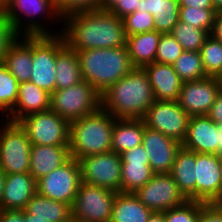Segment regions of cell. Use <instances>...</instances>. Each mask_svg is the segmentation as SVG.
I'll return each instance as SVG.
<instances>
[{
  "label": "cell",
  "instance_id": "2e32d148",
  "mask_svg": "<svg viewBox=\"0 0 222 222\" xmlns=\"http://www.w3.org/2000/svg\"><path fill=\"white\" fill-rule=\"evenodd\" d=\"M196 201L222 203V174L220 156L196 153Z\"/></svg>",
  "mask_w": 222,
  "mask_h": 222
},
{
  "label": "cell",
  "instance_id": "7c38bea8",
  "mask_svg": "<svg viewBox=\"0 0 222 222\" xmlns=\"http://www.w3.org/2000/svg\"><path fill=\"white\" fill-rule=\"evenodd\" d=\"M83 182L121 192V157L116 152L94 154L78 159Z\"/></svg>",
  "mask_w": 222,
  "mask_h": 222
},
{
  "label": "cell",
  "instance_id": "e575fe53",
  "mask_svg": "<svg viewBox=\"0 0 222 222\" xmlns=\"http://www.w3.org/2000/svg\"><path fill=\"white\" fill-rule=\"evenodd\" d=\"M170 34L180 43L185 51H200L210 35L207 31L178 21Z\"/></svg>",
  "mask_w": 222,
  "mask_h": 222
},
{
  "label": "cell",
  "instance_id": "ab89813d",
  "mask_svg": "<svg viewBox=\"0 0 222 222\" xmlns=\"http://www.w3.org/2000/svg\"><path fill=\"white\" fill-rule=\"evenodd\" d=\"M101 0H59L57 2V11L64 20L67 16L99 9Z\"/></svg>",
  "mask_w": 222,
  "mask_h": 222
},
{
  "label": "cell",
  "instance_id": "ee69618b",
  "mask_svg": "<svg viewBox=\"0 0 222 222\" xmlns=\"http://www.w3.org/2000/svg\"><path fill=\"white\" fill-rule=\"evenodd\" d=\"M207 116L212 119L217 125L222 124V87L217 93L215 103L211 106Z\"/></svg>",
  "mask_w": 222,
  "mask_h": 222
},
{
  "label": "cell",
  "instance_id": "f546056e",
  "mask_svg": "<svg viewBox=\"0 0 222 222\" xmlns=\"http://www.w3.org/2000/svg\"><path fill=\"white\" fill-rule=\"evenodd\" d=\"M152 214L134 193H116L110 222H147Z\"/></svg>",
  "mask_w": 222,
  "mask_h": 222
},
{
  "label": "cell",
  "instance_id": "f35d334b",
  "mask_svg": "<svg viewBox=\"0 0 222 222\" xmlns=\"http://www.w3.org/2000/svg\"><path fill=\"white\" fill-rule=\"evenodd\" d=\"M166 222H199L200 201L187 200L164 212Z\"/></svg>",
  "mask_w": 222,
  "mask_h": 222
},
{
  "label": "cell",
  "instance_id": "c3c4849f",
  "mask_svg": "<svg viewBox=\"0 0 222 222\" xmlns=\"http://www.w3.org/2000/svg\"><path fill=\"white\" fill-rule=\"evenodd\" d=\"M120 0H101L99 4L100 10L111 11Z\"/></svg>",
  "mask_w": 222,
  "mask_h": 222
},
{
  "label": "cell",
  "instance_id": "d590c367",
  "mask_svg": "<svg viewBox=\"0 0 222 222\" xmlns=\"http://www.w3.org/2000/svg\"><path fill=\"white\" fill-rule=\"evenodd\" d=\"M215 13V9L180 7L179 20L211 34L214 28Z\"/></svg>",
  "mask_w": 222,
  "mask_h": 222
},
{
  "label": "cell",
  "instance_id": "4fadbf2b",
  "mask_svg": "<svg viewBox=\"0 0 222 222\" xmlns=\"http://www.w3.org/2000/svg\"><path fill=\"white\" fill-rule=\"evenodd\" d=\"M190 115L177 101L155 100L142 118L145 126L182 143L187 134Z\"/></svg>",
  "mask_w": 222,
  "mask_h": 222
},
{
  "label": "cell",
  "instance_id": "5bb4252c",
  "mask_svg": "<svg viewBox=\"0 0 222 222\" xmlns=\"http://www.w3.org/2000/svg\"><path fill=\"white\" fill-rule=\"evenodd\" d=\"M134 194L152 212H165L187 201L170 173L154 174Z\"/></svg>",
  "mask_w": 222,
  "mask_h": 222
},
{
  "label": "cell",
  "instance_id": "681fc988",
  "mask_svg": "<svg viewBox=\"0 0 222 222\" xmlns=\"http://www.w3.org/2000/svg\"><path fill=\"white\" fill-rule=\"evenodd\" d=\"M147 222H166L164 212H152Z\"/></svg>",
  "mask_w": 222,
  "mask_h": 222
},
{
  "label": "cell",
  "instance_id": "8fae6325",
  "mask_svg": "<svg viewBox=\"0 0 222 222\" xmlns=\"http://www.w3.org/2000/svg\"><path fill=\"white\" fill-rule=\"evenodd\" d=\"M81 182V169L78 160L71 158L60 168L37 180V192L73 207Z\"/></svg>",
  "mask_w": 222,
  "mask_h": 222
},
{
  "label": "cell",
  "instance_id": "9f6ffc18",
  "mask_svg": "<svg viewBox=\"0 0 222 222\" xmlns=\"http://www.w3.org/2000/svg\"><path fill=\"white\" fill-rule=\"evenodd\" d=\"M221 174H222V156H220Z\"/></svg>",
  "mask_w": 222,
  "mask_h": 222
},
{
  "label": "cell",
  "instance_id": "ac0fdd59",
  "mask_svg": "<svg viewBox=\"0 0 222 222\" xmlns=\"http://www.w3.org/2000/svg\"><path fill=\"white\" fill-rule=\"evenodd\" d=\"M121 193H134L143 187L154 175L143 145L120 154Z\"/></svg>",
  "mask_w": 222,
  "mask_h": 222
},
{
  "label": "cell",
  "instance_id": "4dcf8cb0",
  "mask_svg": "<svg viewBox=\"0 0 222 222\" xmlns=\"http://www.w3.org/2000/svg\"><path fill=\"white\" fill-rule=\"evenodd\" d=\"M55 74L56 90L66 89L83 80L77 53L67 44L57 54Z\"/></svg>",
  "mask_w": 222,
  "mask_h": 222
},
{
  "label": "cell",
  "instance_id": "74e56055",
  "mask_svg": "<svg viewBox=\"0 0 222 222\" xmlns=\"http://www.w3.org/2000/svg\"><path fill=\"white\" fill-rule=\"evenodd\" d=\"M122 19L127 36L155 30V20L148 11H135Z\"/></svg>",
  "mask_w": 222,
  "mask_h": 222
},
{
  "label": "cell",
  "instance_id": "52a82bcc",
  "mask_svg": "<svg viewBox=\"0 0 222 222\" xmlns=\"http://www.w3.org/2000/svg\"><path fill=\"white\" fill-rule=\"evenodd\" d=\"M101 107V94L87 81L50 94V110L69 122L97 111Z\"/></svg>",
  "mask_w": 222,
  "mask_h": 222
},
{
  "label": "cell",
  "instance_id": "6f0895ef",
  "mask_svg": "<svg viewBox=\"0 0 222 222\" xmlns=\"http://www.w3.org/2000/svg\"><path fill=\"white\" fill-rule=\"evenodd\" d=\"M69 222H79V221H76L75 219H71Z\"/></svg>",
  "mask_w": 222,
  "mask_h": 222
},
{
  "label": "cell",
  "instance_id": "f1b7e54d",
  "mask_svg": "<svg viewBox=\"0 0 222 222\" xmlns=\"http://www.w3.org/2000/svg\"><path fill=\"white\" fill-rule=\"evenodd\" d=\"M138 11H148L154 18L155 30L170 33L179 21L178 0H140Z\"/></svg>",
  "mask_w": 222,
  "mask_h": 222
},
{
  "label": "cell",
  "instance_id": "ba28073f",
  "mask_svg": "<svg viewBox=\"0 0 222 222\" xmlns=\"http://www.w3.org/2000/svg\"><path fill=\"white\" fill-rule=\"evenodd\" d=\"M65 45L66 41L62 34L32 36L30 82L50 94L56 90V57Z\"/></svg>",
  "mask_w": 222,
  "mask_h": 222
},
{
  "label": "cell",
  "instance_id": "d6a6232c",
  "mask_svg": "<svg viewBox=\"0 0 222 222\" xmlns=\"http://www.w3.org/2000/svg\"><path fill=\"white\" fill-rule=\"evenodd\" d=\"M19 91V82L8 68L0 63V117L5 118L14 108Z\"/></svg>",
  "mask_w": 222,
  "mask_h": 222
},
{
  "label": "cell",
  "instance_id": "f5cc1de1",
  "mask_svg": "<svg viewBox=\"0 0 222 222\" xmlns=\"http://www.w3.org/2000/svg\"><path fill=\"white\" fill-rule=\"evenodd\" d=\"M212 3L216 12L222 11V0H212Z\"/></svg>",
  "mask_w": 222,
  "mask_h": 222
},
{
  "label": "cell",
  "instance_id": "7dc6e473",
  "mask_svg": "<svg viewBox=\"0 0 222 222\" xmlns=\"http://www.w3.org/2000/svg\"><path fill=\"white\" fill-rule=\"evenodd\" d=\"M211 35L222 42V11L215 13L214 28Z\"/></svg>",
  "mask_w": 222,
  "mask_h": 222
},
{
  "label": "cell",
  "instance_id": "7402d4cb",
  "mask_svg": "<svg viewBox=\"0 0 222 222\" xmlns=\"http://www.w3.org/2000/svg\"><path fill=\"white\" fill-rule=\"evenodd\" d=\"M3 64L19 83L30 81L32 75V36H16L7 47Z\"/></svg>",
  "mask_w": 222,
  "mask_h": 222
},
{
  "label": "cell",
  "instance_id": "cb8c5ba5",
  "mask_svg": "<svg viewBox=\"0 0 222 222\" xmlns=\"http://www.w3.org/2000/svg\"><path fill=\"white\" fill-rule=\"evenodd\" d=\"M71 159L68 146L32 145L29 173L37 181Z\"/></svg>",
  "mask_w": 222,
  "mask_h": 222
},
{
  "label": "cell",
  "instance_id": "7a4b0ae2",
  "mask_svg": "<svg viewBox=\"0 0 222 222\" xmlns=\"http://www.w3.org/2000/svg\"><path fill=\"white\" fill-rule=\"evenodd\" d=\"M155 101L144 68L135 67L101 95V107L115 119H142Z\"/></svg>",
  "mask_w": 222,
  "mask_h": 222
},
{
  "label": "cell",
  "instance_id": "e0dca14e",
  "mask_svg": "<svg viewBox=\"0 0 222 222\" xmlns=\"http://www.w3.org/2000/svg\"><path fill=\"white\" fill-rule=\"evenodd\" d=\"M142 145L154 174L170 173L182 144L172 137L145 126Z\"/></svg>",
  "mask_w": 222,
  "mask_h": 222
},
{
  "label": "cell",
  "instance_id": "d6986e66",
  "mask_svg": "<svg viewBox=\"0 0 222 222\" xmlns=\"http://www.w3.org/2000/svg\"><path fill=\"white\" fill-rule=\"evenodd\" d=\"M182 147L196 152L219 155V125L207 115L190 116Z\"/></svg>",
  "mask_w": 222,
  "mask_h": 222
},
{
  "label": "cell",
  "instance_id": "44dd1931",
  "mask_svg": "<svg viewBox=\"0 0 222 222\" xmlns=\"http://www.w3.org/2000/svg\"><path fill=\"white\" fill-rule=\"evenodd\" d=\"M143 68L148 75L155 100L177 101L183 82L173 65L153 62Z\"/></svg>",
  "mask_w": 222,
  "mask_h": 222
},
{
  "label": "cell",
  "instance_id": "4316f807",
  "mask_svg": "<svg viewBox=\"0 0 222 222\" xmlns=\"http://www.w3.org/2000/svg\"><path fill=\"white\" fill-rule=\"evenodd\" d=\"M144 128L142 119H116L112 133V152L121 154L141 145Z\"/></svg>",
  "mask_w": 222,
  "mask_h": 222
},
{
  "label": "cell",
  "instance_id": "ffe728a7",
  "mask_svg": "<svg viewBox=\"0 0 222 222\" xmlns=\"http://www.w3.org/2000/svg\"><path fill=\"white\" fill-rule=\"evenodd\" d=\"M37 192V181L27 173L8 174L5 177L0 209L24 210Z\"/></svg>",
  "mask_w": 222,
  "mask_h": 222
},
{
  "label": "cell",
  "instance_id": "d4e9b609",
  "mask_svg": "<svg viewBox=\"0 0 222 222\" xmlns=\"http://www.w3.org/2000/svg\"><path fill=\"white\" fill-rule=\"evenodd\" d=\"M196 152L181 147L172 166L170 175L187 200L196 201L195 177Z\"/></svg>",
  "mask_w": 222,
  "mask_h": 222
},
{
  "label": "cell",
  "instance_id": "816d5d0a",
  "mask_svg": "<svg viewBox=\"0 0 222 222\" xmlns=\"http://www.w3.org/2000/svg\"><path fill=\"white\" fill-rule=\"evenodd\" d=\"M6 174L0 169V203L2 200Z\"/></svg>",
  "mask_w": 222,
  "mask_h": 222
},
{
  "label": "cell",
  "instance_id": "db71d44e",
  "mask_svg": "<svg viewBox=\"0 0 222 222\" xmlns=\"http://www.w3.org/2000/svg\"><path fill=\"white\" fill-rule=\"evenodd\" d=\"M219 156H222V124L219 125Z\"/></svg>",
  "mask_w": 222,
  "mask_h": 222
},
{
  "label": "cell",
  "instance_id": "83f0119b",
  "mask_svg": "<svg viewBox=\"0 0 222 222\" xmlns=\"http://www.w3.org/2000/svg\"><path fill=\"white\" fill-rule=\"evenodd\" d=\"M34 218L48 222H69L72 219V207L66 203L55 201L36 192L28 201L25 209Z\"/></svg>",
  "mask_w": 222,
  "mask_h": 222
},
{
  "label": "cell",
  "instance_id": "3957f363",
  "mask_svg": "<svg viewBox=\"0 0 222 222\" xmlns=\"http://www.w3.org/2000/svg\"><path fill=\"white\" fill-rule=\"evenodd\" d=\"M76 53L83 80L101 95L135 68L126 46L86 49Z\"/></svg>",
  "mask_w": 222,
  "mask_h": 222
},
{
  "label": "cell",
  "instance_id": "f6af8a7d",
  "mask_svg": "<svg viewBox=\"0 0 222 222\" xmlns=\"http://www.w3.org/2000/svg\"><path fill=\"white\" fill-rule=\"evenodd\" d=\"M0 222H24V210L0 209Z\"/></svg>",
  "mask_w": 222,
  "mask_h": 222
},
{
  "label": "cell",
  "instance_id": "6da1fadb",
  "mask_svg": "<svg viewBox=\"0 0 222 222\" xmlns=\"http://www.w3.org/2000/svg\"><path fill=\"white\" fill-rule=\"evenodd\" d=\"M61 26L66 44L75 52L126 46L123 19L111 11L98 9L74 13L67 16Z\"/></svg>",
  "mask_w": 222,
  "mask_h": 222
},
{
  "label": "cell",
  "instance_id": "8992f818",
  "mask_svg": "<svg viewBox=\"0 0 222 222\" xmlns=\"http://www.w3.org/2000/svg\"><path fill=\"white\" fill-rule=\"evenodd\" d=\"M0 122V169L6 175L29 172L32 144L26 131L18 122Z\"/></svg>",
  "mask_w": 222,
  "mask_h": 222
},
{
  "label": "cell",
  "instance_id": "8d00e7d4",
  "mask_svg": "<svg viewBox=\"0 0 222 222\" xmlns=\"http://www.w3.org/2000/svg\"><path fill=\"white\" fill-rule=\"evenodd\" d=\"M183 51L180 43L170 33H162L157 47L155 62L173 65Z\"/></svg>",
  "mask_w": 222,
  "mask_h": 222
},
{
  "label": "cell",
  "instance_id": "9a60e30c",
  "mask_svg": "<svg viewBox=\"0 0 222 222\" xmlns=\"http://www.w3.org/2000/svg\"><path fill=\"white\" fill-rule=\"evenodd\" d=\"M222 87V79L205 77L183 82L177 102L190 116L207 115Z\"/></svg>",
  "mask_w": 222,
  "mask_h": 222
},
{
  "label": "cell",
  "instance_id": "7bdbcfd3",
  "mask_svg": "<svg viewBox=\"0 0 222 222\" xmlns=\"http://www.w3.org/2000/svg\"><path fill=\"white\" fill-rule=\"evenodd\" d=\"M140 0H120L111 12L119 18L139 10Z\"/></svg>",
  "mask_w": 222,
  "mask_h": 222
},
{
  "label": "cell",
  "instance_id": "11a10c76",
  "mask_svg": "<svg viewBox=\"0 0 222 222\" xmlns=\"http://www.w3.org/2000/svg\"><path fill=\"white\" fill-rule=\"evenodd\" d=\"M10 0H0V10L4 11L5 8L8 6Z\"/></svg>",
  "mask_w": 222,
  "mask_h": 222
},
{
  "label": "cell",
  "instance_id": "484cf974",
  "mask_svg": "<svg viewBox=\"0 0 222 222\" xmlns=\"http://www.w3.org/2000/svg\"><path fill=\"white\" fill-rule=\"evenodd\" d=\"M161 35V32L154 30L127 36L126 48L134 67L143 68L155 62Z\"/></svg>",
  "mask_w": 222,
  "mask_h": 222
},
{
  "label": "cell",
  "instance_id": "30bf717a",
  "mask_svg": "<svg viewBox=\"0 0 222 222\" xmlns=\"http://www.w3.org/2000/svg\"><path fill=\"white\" fill-rule=\"evenodd\" d=\"M116 192L81 182L72 207V218L79 222H110Z\"/></svg>",
  "mask_w": 222,
  "mask_h": 222
},
{
  "label": "cell",
  "instance_id": "b9f144b4",
  "mask_svg": "<svg viewBox=\"0 0 222 222\" xmlns=\"http://www.w3.org/2000/svg\"><path fill=\"white\" fill-rule=\"evenodd\" d=\"M199 222H222V203L200 202Z\"/></svg>",
  "mask_w": 222,
  "mask_h": 222
},
{
  "label": "cell",
  "instance_id": "1f68e13d",
  "mask_svg": "<svg viewBox=\"0 0 222 222\" xmlns=\"http://www.w3.org/2000/svg\"><path fill=\"white\" fill-rule=\"evenodd\" d=\"M182 82L200 80L207 77L200 51H183L173 64Z\"/></svg>",
  "mask_w": 222,
  "mask_h": 222
},
{
  "label": "cell",
  "instance_id": "bcb514c9",
  "mask_svg": "<svg viewBox=\"0 0 222 222\" xmlns=\"http://www.w3.org/2000/svg\"><path fill=\"white\" fill-rule=\"evenodd\" d=\"M178 1H179V7L214 9L212 0H178Z\"/></svg>",
  "mask_w": 222,
  "mask_h": 222
},
{
  "label": "cell",
  "instance_id": "603a6c76",
  "mask_svg": "<svg viewBox=\"0 0 222 222\" xmlns=\"http://www.w3.org/2000/svg\"><path fill=\"white\" fill-rule=\"evenodd\" d=\"M49 108L50 93L30 81L19 83L16 104L4 120L18 122L29 114L43 112L49 110Z\"/></svg>",
  "mask_w": 222,
  "mask_h": 222
},
{
  "label": "cell",
  "instance_id": "5b68a950",
  "mask_svg": "<svg viewBox=\"0 0 222 222\" xmlns=\"http://www.w3.org/2000/svg\"><path fill=\"white\" fill-rule=\"evenodd\" d=\"M3 12L17 36L58 35L62 33L61 28L63 27H59V31L52 32L53 26L48 28L49 24L47 25L45 22L46 19L53 21L55 25L63 22L54 0H10ZM44 17L46 18L43 20Z\"/></svg>",
  "mask_w": 222,
  "mask_h": 222
},
{
  "label": "cell",
  "instance_id": "277c9868",
  "mask_svg": "<svg viewBox=\"0 0 222 222\" xmlns=\"http://www.w3.org/2000/svg\"><path fill=\"white\" fill-rule=\"evenodd\" d=\"M116 119L100 107L97 111L70 121L69 150L71 158L112 151V133Z\"/></svg>",
  "mask_w": 222,
  "mask_h": 222
},
{
  "label": "cell",
  "instance_id": "9c48e42d",
  "mask_svg": "<svg viewBox=\"0 0 222 222\" xmlns=\"http://www.w3.org/2000/svg\"><path fill=\"white\" fill-rule=\"evenodd\" d=\"M32 145L68 146L70 122L53 110L32 113L18 121Z\"/></svg>",
  "mask_w": 222,
  "mask_h": 222
},
{
  "label": "cell",
  "instance_id": "836d02e7",
  "mask_svg": "<svg viewBox=\"0 0 222 222\" xmlns=\"http://www.w3.org/2000/svg\"><path fill=\"white\" fill-rule=\"evenodd\" d=\"M200 53L206 76L222 79V42L210 34Z\"/></svg>",
  "mask_w": 222,
  "mask_h": 222
},
{
  "label": "cell",
  "instance_id": "60d3db41",
  "mask_svg": "<svg viewBox=\"0 0 222 222\" xmlns=\"http://www.w3.org/2000/svg\"><path fill=\"white\" fill-rule=\"evenodd\" d=\"M17 35L10 26L4 12L0 10V63L3 62L4 54L8 45Z\"/></svg>",
  "mask_w": 222,
  "mask_h": 222
},
{
  "label": "cell",
  "instance_id": "f907efd6",
  "mask_svg": "<svg viewBox=\"0 0 222 222\" xmlns=\"http://www.w3.org/2000/svg\"><path fill=\"white\" fill-rule=\"evenodd\" d=\"M24 222H48V220L34 218V215H31L24 210Z\"/></svg>",
  "mask_w": 222,
  "mask_h": 222
}]
</instances>
